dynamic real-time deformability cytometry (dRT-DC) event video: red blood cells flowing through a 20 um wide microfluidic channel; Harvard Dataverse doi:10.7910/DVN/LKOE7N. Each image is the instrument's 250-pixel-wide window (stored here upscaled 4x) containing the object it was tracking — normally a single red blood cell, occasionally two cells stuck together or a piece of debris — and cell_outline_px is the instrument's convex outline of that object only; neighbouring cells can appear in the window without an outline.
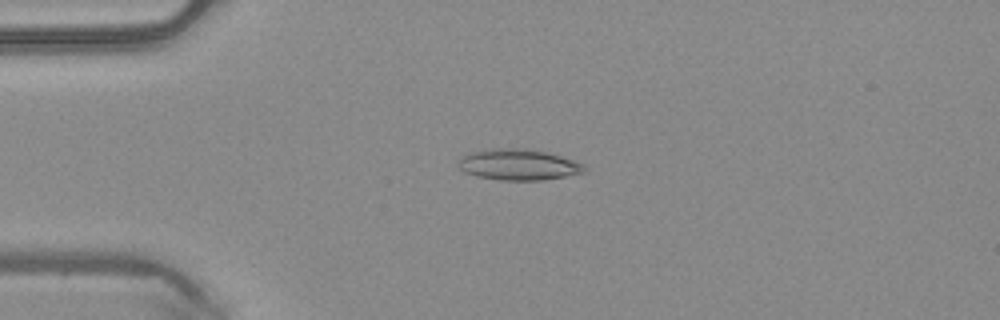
{"species": "common noctule bat (a hibernating species)", "species_latin": "Nyctalus noctula", "temperature_condition": "warm", "stored_images_in_passage": 49, "camera_frame_rate_fps": 3000, "um_per_image_px": 0.085, "animal": {"sex": "male", "body_mass_g": 20.4}, "frame": {"image": 1, "passage_image": 12, "time_ms": 3.667, "image_size_px": [1000, 320], "cell_outline_px": [[588, 172], [544, 180], [500, 180], [476, 176], [464, 172], [456, 164], [460, 156], [468, 152], [492, 148], [528, 148], [560, 156], [584, 164], [588, 168]], "centroid_in_image_um": [44.05, 13.99], "position_along_channel_um": 41.0, "area_um2": 23.12}}
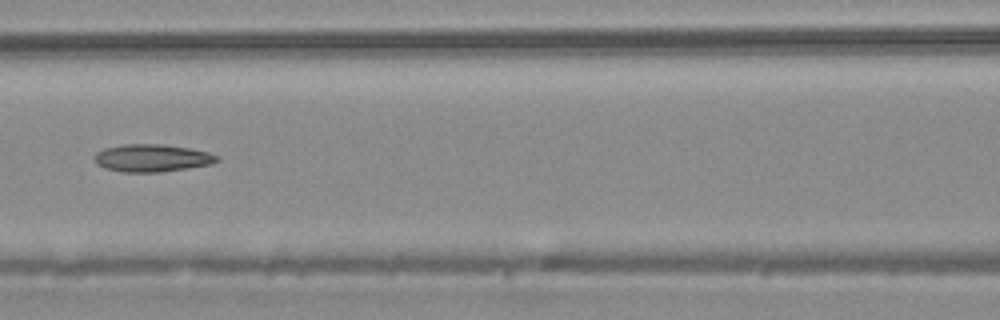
{"frame": {"image": 2, "passage_image": 22, "time_ms": 7.0, "image_size_px": [1000, 320], "cell_outline_px": [[220, 160], [212, 164], [188, 168], [160, 172], [124, 172], [104, 168], [96, 164], [92, 156], [96, 152], [104, 148], [124, 144], [164, 144], [188, 148], [208, 152], [220, 156]], "centroid_in_image_um": [12.91, 13.43], "position_along_channel_um": 153.7, "area_um2": 19.88}}
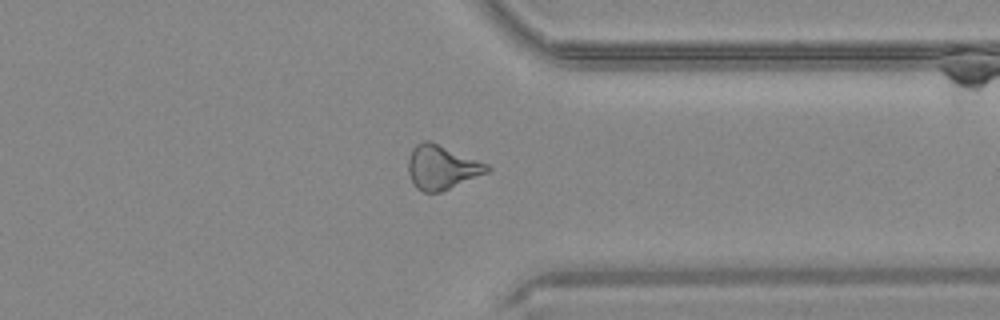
{"frame": {"image": 3, "passage_image": 38, "time_ms": 12.333, "image_size_px": [1000, 320], "cell_outline_px": [[492, 168], [488, 172], [440, 192], [424, 192], [416, 188], [408, 172], [408, 160], [412, 148], [416, 144], [424, 140], [428, 140], [488, 164]], "centroid_in_image_um": [37.53, 14.22], "position_along_channel_um": 373.9, "area_um2": 20.0}, "authors_computed_cell_mechanics": {"area_um2": 20.4034, "velocity_mm_per_s": 4.1782, "shape_relaxation_time_tau1_ms": null, "shape_relaxation_time_tau2_ms": 8.2796, "deformation_change_tau1": null, "deformation_change_tau2": 0.2336}}